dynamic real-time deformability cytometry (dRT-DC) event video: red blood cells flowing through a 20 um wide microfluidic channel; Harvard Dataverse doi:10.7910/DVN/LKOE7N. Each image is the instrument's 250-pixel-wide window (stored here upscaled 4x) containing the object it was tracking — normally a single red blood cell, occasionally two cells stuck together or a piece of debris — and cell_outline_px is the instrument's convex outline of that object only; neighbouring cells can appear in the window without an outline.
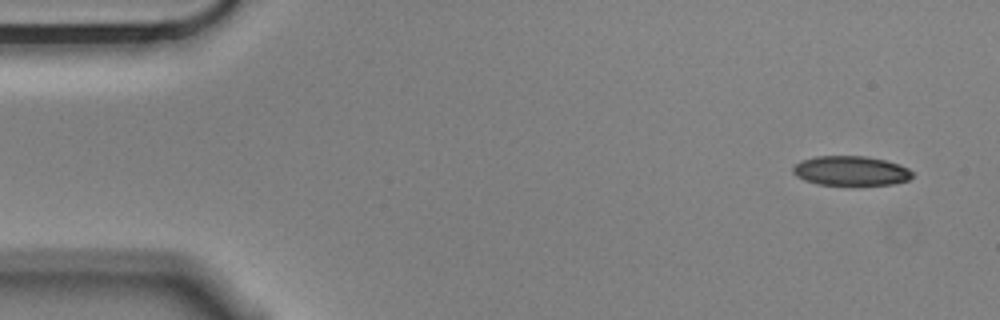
{"species": "Egyptian fruit bat (a non-hibernating species)", "species_latin": "Rousettus aegyptiacus", "temperature_condition": "cold", "stored_images_in_passage": 53, "camera_frame_rate_fps": 3000, "um_per_image_px": 0.085, "animal": {"sex": "male"}, "frame": {"image": 1, "passage_image": 1, "time_ms": 0.0, "image_size_px": [1000, 320], "cell_outline_px": [[912, 176], [908, 180], [892, 184], [860, 188], [816, 184], [804, 180], [796, 176], [792, 172], [792, 168], [800, 160], [816, 156], [864, 156], [884, 160], [900, 164], [908, 168], [912, 172]], "centroid_in_image_um": [72.31, 14.57], "position_along_channel_um": 12.7, "area_um2": 21.5}}
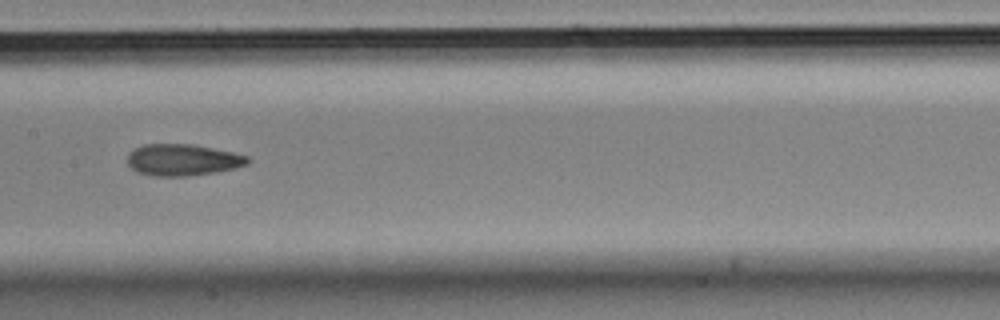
{"frame": {"image": 2, "passage_image": 25, "time_ms": 8.0, "image_size_px": [1000, 320], "cell_outline_px": [[252, 160], [248, 164], [216, 172], [184, 176], [156, 176], [136, 172], [128, 164], [128, 152], [132, 148], [144, 144], [192, 144], [232, 152], [248, 156]], "centroid_in_image_um": [15.5, 13.58], "position_along_channel_um": 191.9, "area_um2": 22.14}}
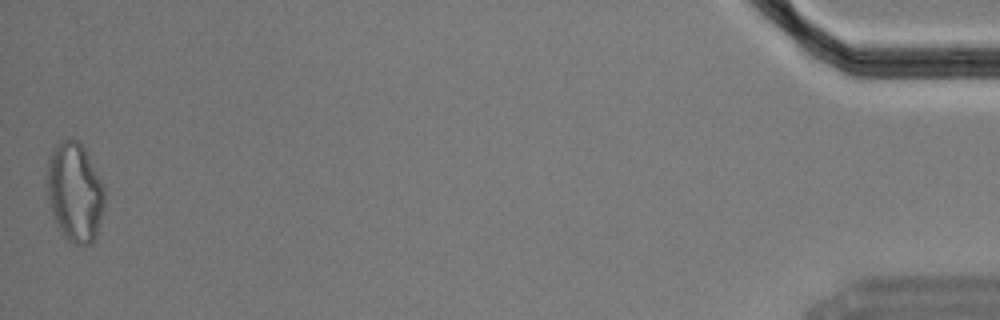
{"frame": {"image": 3, "passage_image": 53, "time_ms": 17.333, "image_size_px": [1000, 320], "cell_outline_px": [[104, 204], [96, 236], [92, 244], [76, 244], [68, 240], [60, 232], [56, 224], [48, 200], [48, 160], [52, 148], [60, 140], [76, 140], [84, 148], [104, 188]], "centroid_in_image_um": [6.34, 16.35], "position_along_channel_um": 428.9, "area_um2": 32.77}, "authors_computed_cell_mechanics": {"area_um2": 22.1952, "velocity_mm_per_s": 3.5624, "shape_relaxation_time_tau1_ms": 9.2714, "shape_relaxation_time_tau2_ms": 5.4576, "deformation_change_tau1": 0.1806, "deformation_change_tau2": 0.1311}}